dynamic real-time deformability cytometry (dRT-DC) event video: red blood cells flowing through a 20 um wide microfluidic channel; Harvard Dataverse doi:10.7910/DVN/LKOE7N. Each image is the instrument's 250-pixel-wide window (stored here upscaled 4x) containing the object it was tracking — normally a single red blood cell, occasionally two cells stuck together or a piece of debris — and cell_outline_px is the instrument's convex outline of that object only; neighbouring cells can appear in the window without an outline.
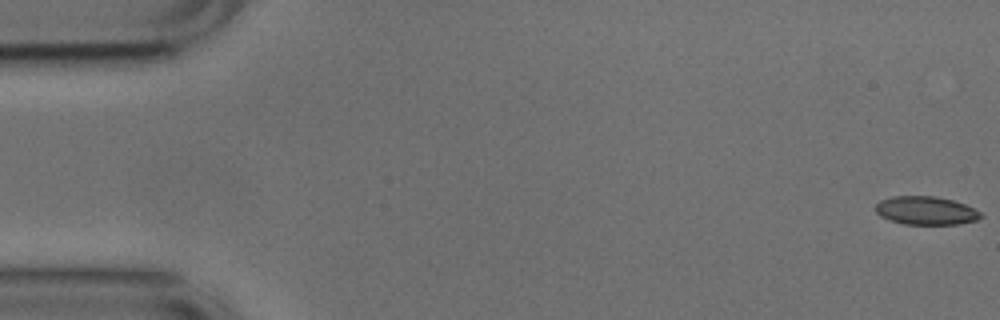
{"species": "common noctule bat (a hibernating species)", "species_latin": "Nyctalus noctula", "temperature_condition": "cold", "stored_images_in_passage": 9, "camera_frame_rate_fps": 3000, "um_per_image_px": 0.085, "animal": {"sex": "male", "body_mass_g": 17.9, "forearm_length_mm": 54.2}, "frame": {"image": 1, "passage_image": 1, "time_ms": 0.0, "image_size_px": [1000, 320], "cell_outline_px": [[984, 216], [976, 220], [960, 224], [904, 224], [880, 216], [876, 212], [876, 204], [880, 200], [892, 196], [936, 196], [952, 200], [964, 204], [980, 212]], "centroid_in_image_um": [78.7, 17.89], "position_along_channel_um": 6.3, "area_um2": 17.28}}